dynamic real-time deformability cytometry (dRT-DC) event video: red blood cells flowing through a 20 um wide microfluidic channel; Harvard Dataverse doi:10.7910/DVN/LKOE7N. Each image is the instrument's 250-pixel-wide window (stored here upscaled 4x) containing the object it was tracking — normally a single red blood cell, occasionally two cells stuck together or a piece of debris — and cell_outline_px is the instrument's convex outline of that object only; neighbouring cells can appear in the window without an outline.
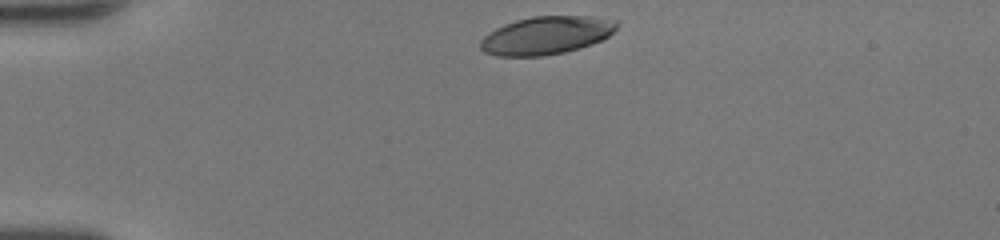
{"species": "human", "species_latin": "Homo sapiens", "temperature_condition": "room temperature", "stored_images_in_passage": 32, "camera_frame_rate_fps": 3000, "um_per_image_px": 0.085, "donor": {"sex": "female"}, "frame": {"image": 1, "passage_image": 1, "time_ms": 0.0, "image_size_px": [1000, 240], "cell_outline_px": [[616, 28], [608, 36], [592, 44], [580, 48], [564, 52], [544, 56], [496, 56], [484, 52], [480, 48], [480, 40], [488, 32], [504, 24], [516, 20], [532, 16], [592, 16], [616, 20]], "centroid_in_image_um": [46.4, 3.01], "position_along_channel_um": 38.6, "area_um2": 30.23}}
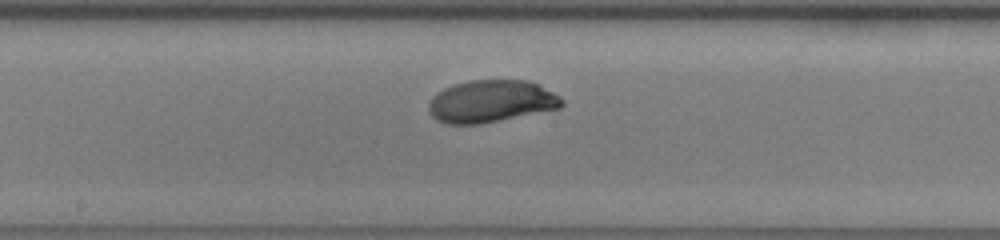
{"frame": {"image": 2, "passage_image": 17, "time_ms": 5.333, "image_size_px": [1000, 240], "cell_outline_px": [[564, 104], [560, 108], [480, 124], [448, 124], [436, 120], [428, 112], [428, 104], [432, 96], [436, 92], [452, 84], [468, 80], [528, 80], [560, 96], [564, 100]], "centroid_in_image_um": [41.7, 8.61], "position_along_channel_um": 206.5, "area_um2": 32.95}}
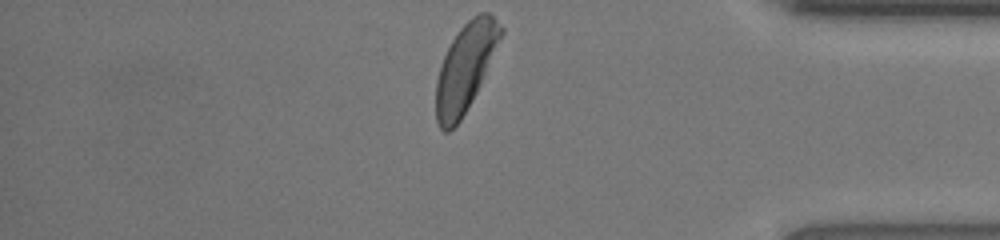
{"frame": {"image": 3, "passage_image": 32, "time_ms": 10.333, "image_size_px": [1000, 240], "cell_outline_px": [[504, 32], [476, 92], [460, 120], [448, 132], [444, 132], [440, 128], [436, 120], [436, 80], [444, 56], [452, 40], [460, 28], [472, 16], [480, 12], [488, 12], [504, 28]], "centroid_in_image_um": [39.55, 5.72], "position_along_channel_um": 395.7, "area_um2": 32.48}, "authors_computed_cell_mechanics": {"area_um2": 32.5125, "velocity_mm_per_s": 4.2236, "shape_relaxation_time_tau1_ms": 2.3887, "shape_relaxation_time_tau2_ms": null, "deformation_change_tau1": 0.1423, "deformation_change_tau2": null}}